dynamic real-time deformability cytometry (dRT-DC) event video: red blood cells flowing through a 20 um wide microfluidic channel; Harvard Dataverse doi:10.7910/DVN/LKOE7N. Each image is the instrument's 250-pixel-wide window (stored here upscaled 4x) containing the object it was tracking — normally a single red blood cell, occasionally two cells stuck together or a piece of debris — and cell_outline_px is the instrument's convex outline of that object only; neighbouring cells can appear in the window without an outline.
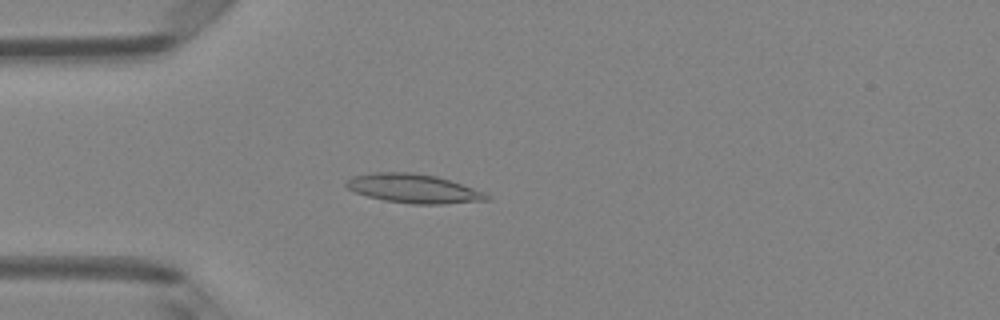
{"species": "Egyptian fruit bat (a non-hibernating species)", "species_latin": "Rousettus aegyptiacus", "temperature_condition": "room temperature", "stored_images_in_passage": 4, "camera_frame_rate_fps": 3000, "um_per_image_px": 0.085, "animal": {"sex": "female"}, "frame": {"image": 1, "passage_image": 4, "time_ms": 1.0, "image_size_px": [1000, 320], "cell_outline_px": [[492, 196], [488, 200], [444, 204], [412, 204], [384, 200], [368, 196], [356, 192], [348, 188], [344, 184], [344, 180], [352, 176], [372, 172], [412, 172], [436, 176], [484, 192]], "centroid_in_image_um": [35.11, 16.02], "position_along_channel_um": 49.9, "area_um2": 23.7}}